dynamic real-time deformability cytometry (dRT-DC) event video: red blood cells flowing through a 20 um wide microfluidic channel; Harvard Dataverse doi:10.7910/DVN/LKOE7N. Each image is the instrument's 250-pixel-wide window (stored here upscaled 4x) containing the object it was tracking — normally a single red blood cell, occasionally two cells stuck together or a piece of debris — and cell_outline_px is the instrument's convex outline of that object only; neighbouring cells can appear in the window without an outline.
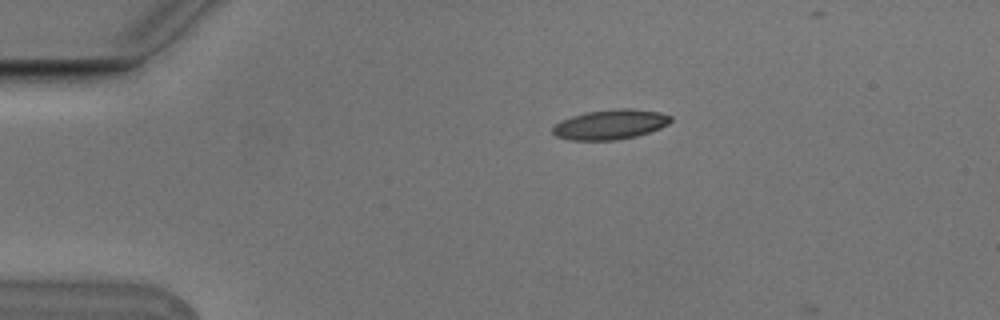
{"species": "Egyptian fruit bat (a non-hibernating species)", "species_latin": "Rousettus aegyptiacus", "temperature_condition": "cold", "stored_images_in_passage": 2, "camera_frame_rate_fps": 3000, "um_per_image_px": 0.085, "animal": {"sex": "male"}, "frame": {"image": 1, "passage_image": 1, "time_ms": 0.0, "image_size_px": [1000, 320], "cell_outline_px": [[672, 120], [668, 124], [660, 128], [636, 136], [616, 140], [572, 140], [556, 136], [552, 132], [552, 128], [560, 120], [584, 112], [620, 108], [632, 108], [660, 112], [672, 116]], "centroid_in_image_um": [51.88, 10.57], "position_along_channel_um": 33.1, "area_um2": 20.58}}